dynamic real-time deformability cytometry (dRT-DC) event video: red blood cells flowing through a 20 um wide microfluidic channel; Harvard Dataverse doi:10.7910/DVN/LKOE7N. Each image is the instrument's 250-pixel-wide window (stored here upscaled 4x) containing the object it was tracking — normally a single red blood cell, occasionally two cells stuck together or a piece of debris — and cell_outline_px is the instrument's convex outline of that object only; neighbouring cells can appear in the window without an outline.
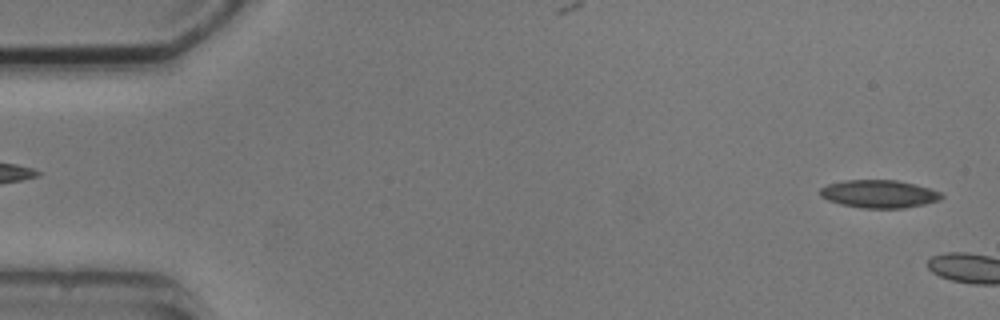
{"species": "common noctule bat (a hibernating species)", "species_latin": "Nyctalus noctula", "temperature_condition": "cold", "stored_images_in_passage": 2, "camera_frame_rate_fps": 3000, "um_per_image_px": 0.085, "animal": {"sex": "male", "body_mass_g": 20.5, "forearm_length_mm": 52.5}, "frame": {"image": 1, "passage_image": 1, "time_ms": 0.0, "image_size_px": [1000, 320], "cell_outline_px": [[944, 196], [940, 200], [924, 204], [904, 208], [864, 208], [840, 204], [828, 200], [820, 196], [820, 188], [828, 184], [844, 180], [896, 180], [916, 184], [940, 192]], "centroid_in_image_um": [74.71, 16.48], "position_along_channel_um": 10.3, "area_um2": 19.71}}